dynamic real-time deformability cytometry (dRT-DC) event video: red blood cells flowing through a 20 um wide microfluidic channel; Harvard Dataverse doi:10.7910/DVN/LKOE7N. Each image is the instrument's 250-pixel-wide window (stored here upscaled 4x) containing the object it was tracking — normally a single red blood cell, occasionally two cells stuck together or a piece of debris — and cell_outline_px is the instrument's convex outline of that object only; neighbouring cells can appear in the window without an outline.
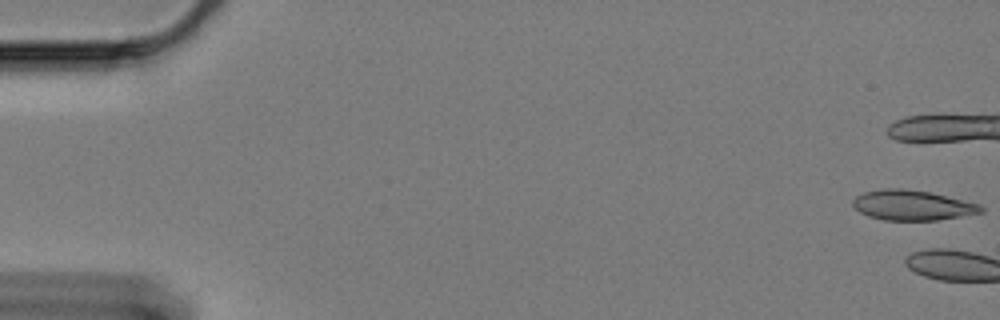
{"species": "Egyptian fruit bat (a non-hibernating species)", "species_latin": "Rousettus aegyptiacus", "temperature_condition": "cold", "stored_images_in_passage": 4, "camera_frame_rate_fps": 3000, "um_per_image_px": 0.085, "animal": {"sex": "female"}, "frame": {"image": 1, "passage_image": 1, "time_ms": 0.0, "image_size_px": [1000, 320], "cell_outline_px": [[984, 212], [936, 220], [884, 220], [868, 216], [860, 212], [852, 204], [852, 200], [856, 196], [864, 192], [884, 188], [904, 188], [928, 192], [980, 204], [984, 208]], "centroid_in_image_um": [77.52, 17.44], "position_along_channel_um": 7.5, "area_um2": 22.31}}